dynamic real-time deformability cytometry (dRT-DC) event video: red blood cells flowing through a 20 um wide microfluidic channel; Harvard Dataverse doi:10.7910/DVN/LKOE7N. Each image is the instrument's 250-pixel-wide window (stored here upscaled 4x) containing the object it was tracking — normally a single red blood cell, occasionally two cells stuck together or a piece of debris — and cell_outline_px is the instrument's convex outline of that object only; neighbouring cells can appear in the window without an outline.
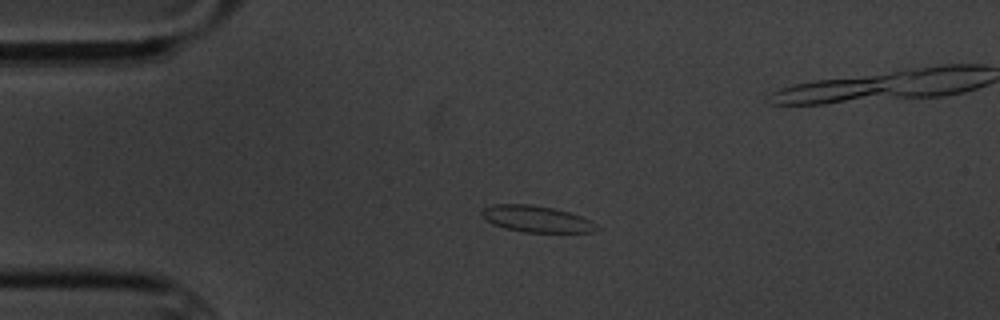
{"species": "common noctule bat (a hibernating species)", "species_latin": "Nyctalus noctula", "temperature_condition": "cold", "stored_images_in_passage": 5, "camera_frame_rate_fps": 3000, "um_per_image_px": 0.085, "animal": {"sex": "male", "body_mass_g": 20.1, "forearm_length_mm": 53.5}, "frame": {"image": 1, "passage_image": 3, "time_ms": 2.333, "image_size_px": [1000, 320], "cell_outline_px": [[600, 228], [596, 232], [524, 232], [504, 228], [492, 224], [480, 212], [484, 208], [492, 204], [532, 204], [552, 208], [568, 212], [580, 216], [596, 224]], "centroid_in_image_um": [45.6, 18.61], "position_along_channel_um": 39.4, "area_um2": 17.57}}